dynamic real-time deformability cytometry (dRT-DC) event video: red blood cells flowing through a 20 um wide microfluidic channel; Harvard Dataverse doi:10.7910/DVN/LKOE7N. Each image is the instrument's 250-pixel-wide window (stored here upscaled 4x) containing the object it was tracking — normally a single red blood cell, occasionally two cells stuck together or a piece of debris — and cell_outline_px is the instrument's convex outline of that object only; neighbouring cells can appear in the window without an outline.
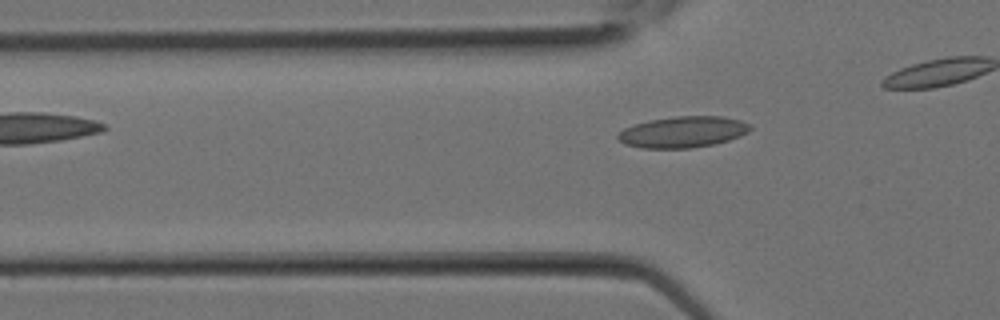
{"species": "Egyptian fruit bat (a non-hibernating species)", "species_latin": "Rousettus aegyptiacus", "temperature_condition": "room temperature", "stored_images_in_passage": 4, "camera_frame_rate_fps": 3000, "um_per_image_px": 0.085, "animal": {"sex": "female"}, "frame": {"image": 1, "passage_image": 4, "time_ms": 1.0, "image_size_px": [1000, 320], "cell_outline_px": [[752, 128], [748, 132], [740, 136], [716, 144], [692, 148], [640, 148], [624, 144], [616, 140], [616, 136], [624, 128], [632, 124], [648, 120], [676, 116], [720, 116], [740, 120], [752, 124]], "centroid_in_image_um": [58.02, 11.22], "position_along_channel_um": 67.8, "area_um2": 24.39}}